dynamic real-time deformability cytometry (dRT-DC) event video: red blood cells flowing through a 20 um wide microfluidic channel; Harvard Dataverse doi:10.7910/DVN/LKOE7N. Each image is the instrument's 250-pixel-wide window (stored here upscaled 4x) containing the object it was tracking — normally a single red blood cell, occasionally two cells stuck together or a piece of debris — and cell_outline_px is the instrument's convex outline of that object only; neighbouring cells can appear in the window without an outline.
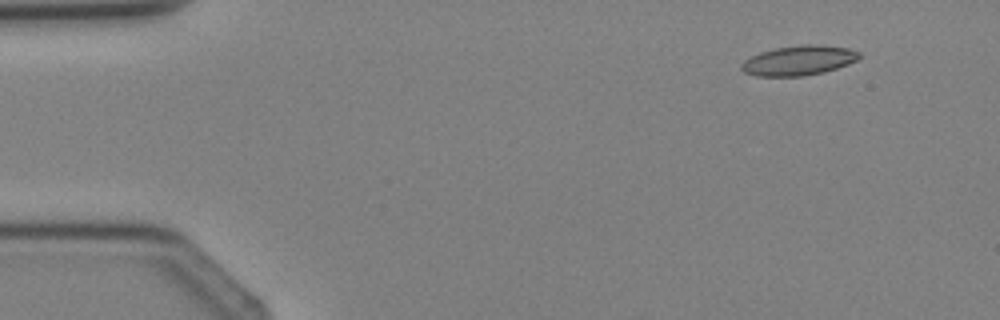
{"species": "Egyptian fruit bat (a non-hibernating species)", "species_latin": "Rousettus aegyptiacus", "temperature_condition": "cold", "stored_images_in_passage": 3, "camera_frame_rate_fps": 3000, "um_per_image_px": 0.085, "animal": {"sex": "female"}, "frame": {"image": 1, "passage_image": 1, "time_ms": 0.0, "image_size_px": [1000, 320], "cell_outline_px": [[860, 56], [856, 60], [848, 64], [824, 72], [804, 76], [756, 76], [744, 72], [740, 68], [740, 64], [744, 60], [760, 52], [776, 48], [804, 44], [820, 44], [848, 48], [860, 52]], "centroid_in_image_um": [67.88, 5.14], "position_along_channel_um": 17.1, "area_um2": 20.46}}
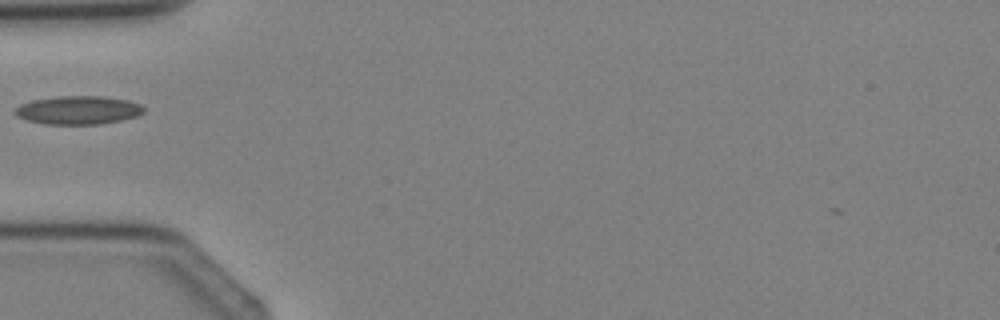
{"frame": {"image": 2, "passage_image": 3, "time_ms": 3.0, "image_size_px": [1000, 320], "cell_outline_px": [[144, 112], [136, 116], [120, 120], [100, 124], [44, 124], [24, 120], [16, 116], [12, 112], [20, 104], [32, 100], [60, 96], [100, 96], [128, 100], [140, 104], [144, 108]], "centroid_in_image_um": [6.6, 9.36], "position_along_channel_um": 78.4, "area_um2": 21.39}}